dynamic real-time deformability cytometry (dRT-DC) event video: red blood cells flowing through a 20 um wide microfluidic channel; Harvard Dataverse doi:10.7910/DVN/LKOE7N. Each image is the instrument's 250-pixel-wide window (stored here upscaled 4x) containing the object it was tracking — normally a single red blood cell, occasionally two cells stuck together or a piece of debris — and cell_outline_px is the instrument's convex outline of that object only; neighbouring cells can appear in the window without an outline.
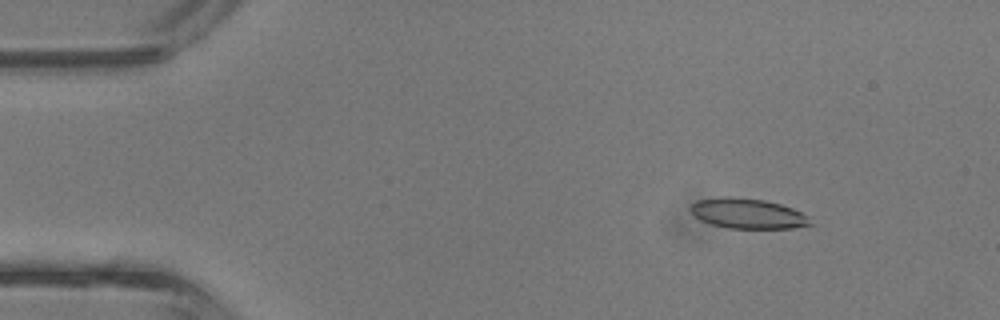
{"species": "common noctule bat (a hibernating species)", "species_latin": "Nyctalus noctula", "temperature_condition": "room temperature", "stored_images_in_passage": 3, "camera_frame_rate_fps": 3000, "um_per_image_px": 0.085, "animal": {"sex": "male", "body_mass_g": 13.3}, "frame": {"image": 1, "passage_image": 1, "time_ms": 0.0, "image_size_px": [1000, 320], "cell_outline_px": [[812, 224], [792, 228], [728, 228], [712, 224], [700, 220], [688, 208], [696, 200], [724, 196], [732, 196], [764, 200], [780, 204], [792, 208], [808, 216]], "centroid_in_image_um": [63.53, 18.14], "position_along_channel_um": 21.5, "area_um2": 20.98}}
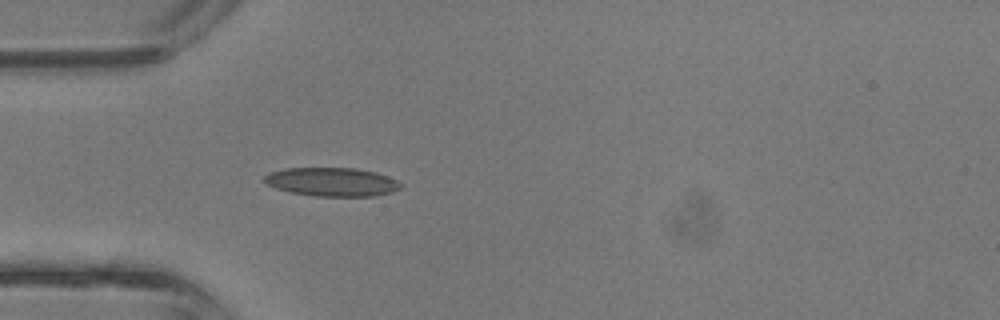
{"frame": {"image": 2, "passage_image": 3, "time_ms": 0.667, "image_size_px": [1000, 320], "cell_outline_px": [[404, 184], [400, 188], [392, 192], [376, 196], [316, 196], [292, 192], [276, 188], [268, 184], [264, 180], [264, 176], [268, 172], [284, 168], [356, 168], [376, 172], [388, 176]], "centroid_in_image_um": [28.24, 15.45], "position_along_channel_um": 56.8, "area_um2": 22.83}}